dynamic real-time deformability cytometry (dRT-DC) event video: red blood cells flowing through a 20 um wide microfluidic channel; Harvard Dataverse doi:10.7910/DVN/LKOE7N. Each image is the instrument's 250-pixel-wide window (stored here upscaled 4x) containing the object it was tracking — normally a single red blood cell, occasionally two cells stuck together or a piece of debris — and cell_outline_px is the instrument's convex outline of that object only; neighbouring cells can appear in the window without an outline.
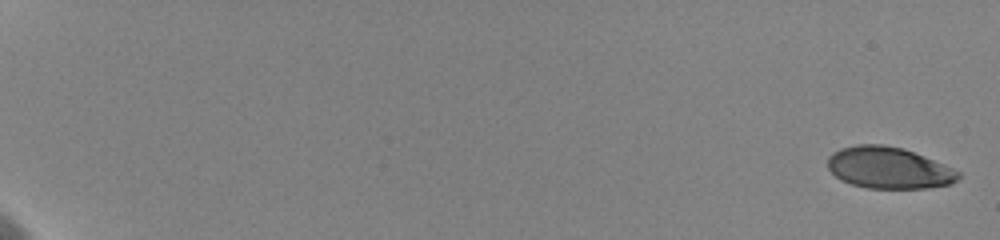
{"species": "human", "species_latin": "Homo sapiens", "temperature_condition": "cold", "stored_images_in_passage": 42, "camera_frame_rate_fps": 3000, "um_per_image_px": 0.085, "donor": {"sex": "female"}, "frame": {"image": 1, "passage_image": 1, "time_ms": 0.0, "image_size_px": [1000, 240], "cell_outline_px": [[960, 176], [956, 180], [948, 184], [928, 188], [868, 188], [852, 184], [840, 180], [828, 168], [828, 156], [832, 152], [840, 148], [856, 144], [884, 144], [900, 148], [912, 152], [952, 168], [960, 172]], "centroid_in_image_um": [75.49, 14.26], "position_along_channel_um": 9.5, "area_um2": 31.33}}
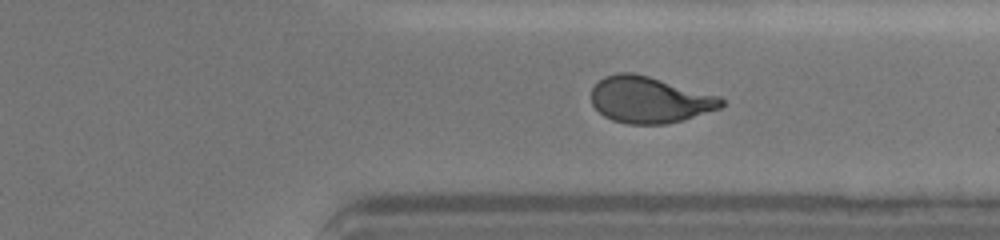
{"frame": {"image": 2, "passage_image": 32, "time_ms": 15.667, "image_size_px": [1000, 240], "cell_outline_px": [[724, 104], [720, 108], [668, 124], [628, 124], [612, 120], [604, 116], [592, 104], [592, 88], [604, 76], [616, 72], [632, 72], [648, 76], [720, 96], [724, 100]], "centroid_in_image_um": [55.2, 8.48], "position_along_channel_um": 356.2, "area_um2": 34.97}}
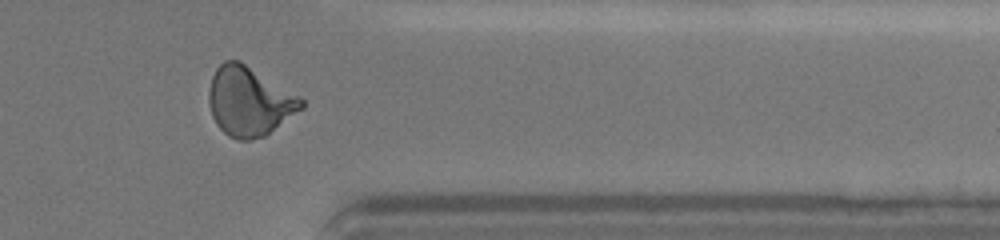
{"frame": {"image": 3, "passage_image": 35, "time_ms": 16.667, "image_size_px": [1000, 240], "cell_outline_px": [[304, 108], [264, 136], [252, 140], [236, 140], [228, 136], [216, 124], [212, 116], [208, 100], [208, 92], [212, 76], [216, 68], [224, 60], [240, 60], [300, 96], [304, 100]], "centroid_in_image_um": [21.18, 8.61], "position_along_channel_um": 390.2, "area_um2": 37.45}, "authors_computed_cell_mechanics": {"area_um2": 34.68, "velocity_mm_per_s": 3.6238, "shape_relaxation_time_tau1_ms": 5.4058, "shape_relaxation_time_tau2_ms": 1.2989, "deformation_change_tau1": 0.1759, "deformation_change_tau2": 0.0745}}